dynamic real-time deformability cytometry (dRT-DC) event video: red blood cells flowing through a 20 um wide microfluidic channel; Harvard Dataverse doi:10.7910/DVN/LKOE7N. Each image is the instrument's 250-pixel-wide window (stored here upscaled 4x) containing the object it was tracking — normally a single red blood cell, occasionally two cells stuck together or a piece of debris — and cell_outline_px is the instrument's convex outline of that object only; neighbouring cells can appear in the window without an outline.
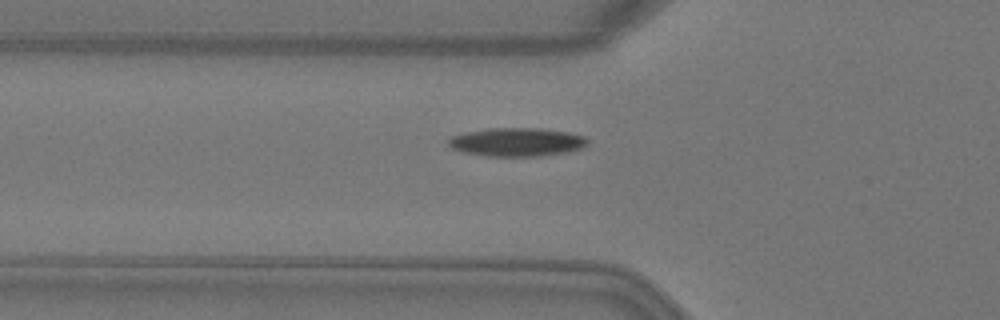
{"species": "Egyptian fruit bat (a non-hibernating species)", "species_latin": "Rousettus aegyptiacus", "temperature_condition": "warm", "stored_images_in_passage": 5, "camera_frame_rate_fps": 3000, "um_per_image_px": 0.085, "animal": {"sex": "female"}, "frame": {"image": 1, "passage_image": 5, "time_ms": 1.333, "image_size_px": [1000, 320], "cell_outline_px": [[588, 144], [584, 148], [568, 152], [540, 156], [488, 156], [464, 152], [452, 148], [448, 144], [448, 140], [452, 136], [464, 132], [492, 128], [540, 128], [568, 132], [584, 136], [588, 140]], "centroid_in_image_um": [43.97, 12.07], "position_along_channel_um": 81.8, "area_um2": 23.18}}